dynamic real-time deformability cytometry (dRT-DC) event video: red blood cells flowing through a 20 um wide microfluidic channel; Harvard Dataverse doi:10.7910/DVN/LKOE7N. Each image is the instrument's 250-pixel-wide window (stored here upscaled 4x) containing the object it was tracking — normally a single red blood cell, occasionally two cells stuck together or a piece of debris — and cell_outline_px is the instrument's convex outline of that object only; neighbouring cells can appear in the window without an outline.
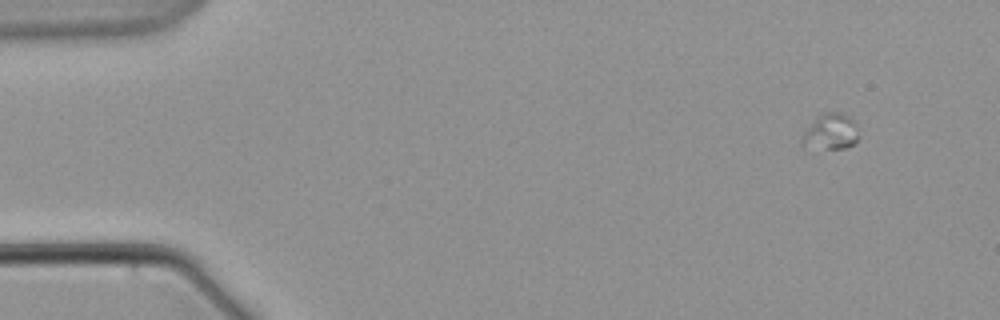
{"species": "common noctule bat (a hibernating species)", "species_latin": "Nyctalus noctula", "temperature_condition": "warm", "stored_images_in_passage": 5, "camera_frame_rate_fps": 3000, "um_per_image_px": 0.085, "animal": {"sex": "male", "body_mass_g": 21.5, "forearm_length_mm": 52.0}, "frame": {"image": 1, "passage_image": 1, "time_ms": 0.0, "image_size_px": [1000, 320], "cell_outline_px": [[856, 140], [852, 144], [844, 148], [804, 152], [800, 140], [808, 128], [824, 112], [840, 112], [856, 120]], "centroid_in_image_um": [70.54, 11.28], "position_along_channel_um": 14.5, "area_um2": 12.14}}